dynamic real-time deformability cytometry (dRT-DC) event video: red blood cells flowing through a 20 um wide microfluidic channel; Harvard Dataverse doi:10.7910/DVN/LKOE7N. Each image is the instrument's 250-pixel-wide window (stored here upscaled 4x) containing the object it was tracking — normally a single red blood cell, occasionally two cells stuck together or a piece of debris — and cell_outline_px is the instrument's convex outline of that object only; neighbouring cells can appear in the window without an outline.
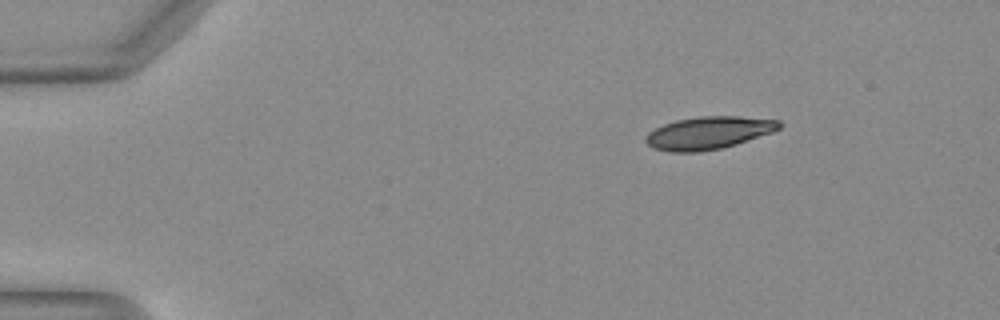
{"species": "Egyptian fruit bat (a non-hibernating species)", "species_latin": "Rousettus aegyptiacus", "temperature_condition": "warm", "stored_images_in_passage": 43, "camera_frame_rate_fps": 3000, "um_per_image_px": 0.085, "animal": {"sex": "female"}, "frame": {"image": 1, "passage_image": 1, "time_ms": 0.0, "image_size_px": [1000, 320], "cell_outline_px": [[784, 124], [780, 128], [772, 132], [736, 144], [720, 148], [696, 152], [668, 152], [652, 148], [644, 140], [648, 132], [664, 124], [676, 120], [700, 116], [736, 116], [780, 120]], "centroid_in_image_um": [60.22, 11.29], "position_along_channel_um": 24.8, "area_um2": 25.37}}
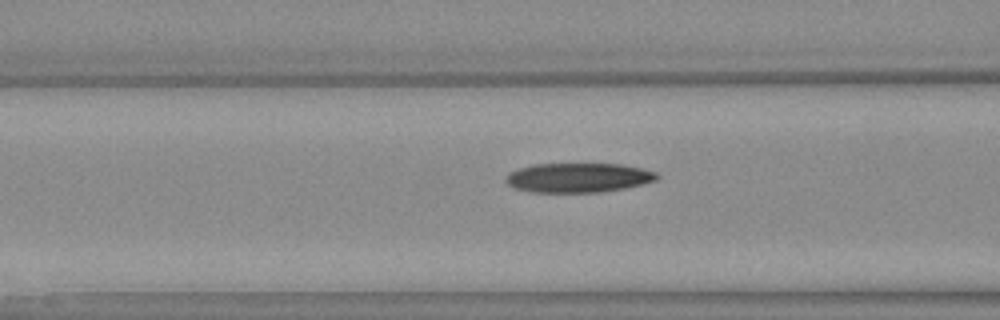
{"frame": {"image": 2, "passage_image": 14, "time_ms": 4.333, "image_size_px": [1000, 320], "cell_outline_px": [[660, 176], [656, 180], [644, 184], [624, 188], [600, 192], [532, 192], [516, 188], [508, 184], [504, 180], [508, 172], [532, 164], [620, 164], [640, 168], [656, 172]], "centroid_in_image_um": [49.15, 15.1], "position_along_channel_um": 117.5, "area_um2": 25.89}}
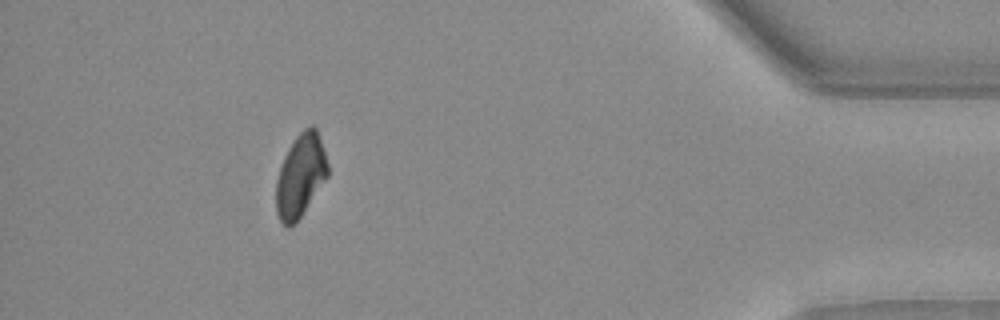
{"frame": {"image": 3, "passage_image": 39, "time_ms": 12.667, "image_size_px": [1000, 320], "cell_outline_px": [[328, 176], [300, 216], [288, 228], [280, 220], [276, 212], [276, 180], [284, 156], [288, 148], [296, 136], [304, 128], [312, 124], [316, 128], [328, 164]], "centroid_in_image_um": [25.53, 14.9], "position_along_channel_um": 409.7, "area_um2": 24.57}, "authors_computed_cell_mechanics": {"area_um2": 26.1834, "velocity_mm_per_s": 4.1175, "shape_relaxation_time_tau1_ms": null, "shape_relaxation_time_tau2_ms": 10.9144, "deformation_change_tau1": null, "deformation_change_tau2": 0.2454}}